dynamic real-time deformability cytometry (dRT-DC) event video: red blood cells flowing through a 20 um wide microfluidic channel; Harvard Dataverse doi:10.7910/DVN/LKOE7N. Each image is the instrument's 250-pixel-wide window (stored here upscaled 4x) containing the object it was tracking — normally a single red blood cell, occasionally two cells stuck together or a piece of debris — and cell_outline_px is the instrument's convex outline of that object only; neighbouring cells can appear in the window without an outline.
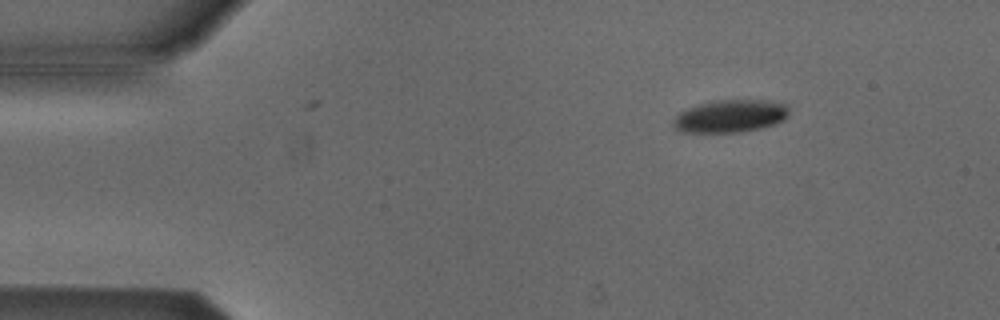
{"species": "Egyptian fruit bat (a non-hibernating species)", "species_latin": "Rousettus aegyptiacus", "temperature_condition": "cold", "stored_images_in_passage": 2, "camera_frame_rate_fps": 3000, "um_per_image_px": 0.085, "animal": {"sex": "male"}, "frame": {"image": 1, "passage_image": 1, "time_ms": 0.0, "image_size_px": [1000, 320], "cell_outline_px": [[788, 116], [784, 120], [776, 124], [760, 128], [740, 132], [680, 132], [672, 128], [672, 120], [680, 112], [688, 108], [700, 104], [716, 100], [764, 100], [788, 104]], "centroid_in_image_um": [62.07, 9.88], "position_along_channel_um": 22.9, "area_um2": 22.14}}